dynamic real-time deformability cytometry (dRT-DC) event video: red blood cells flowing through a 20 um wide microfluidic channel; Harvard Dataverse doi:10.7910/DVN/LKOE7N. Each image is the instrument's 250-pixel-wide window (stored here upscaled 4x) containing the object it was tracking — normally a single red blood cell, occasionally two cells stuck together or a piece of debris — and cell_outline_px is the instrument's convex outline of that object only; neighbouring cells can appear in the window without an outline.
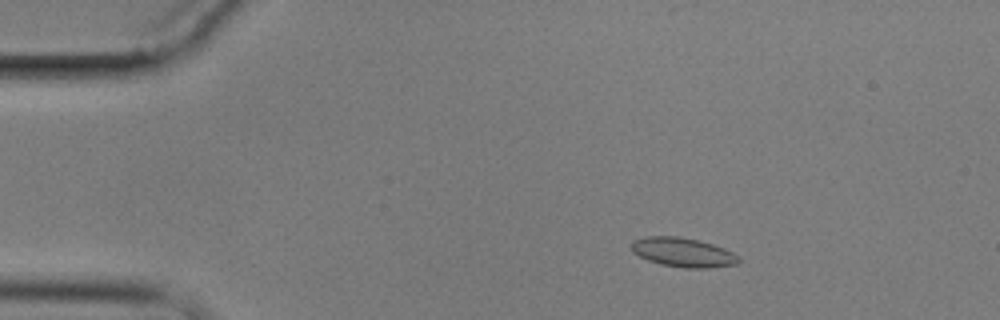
{"species": "common noctule bat (a hibernating species)", "species_latin": "Nyctalus noctula", "temperature_condition": "cold", "stored_images_in_passage": 5, "camera_frame_rate_fps": 3000, "um_per_image_px": 0.085, "animal": {"sex": "male", "body_mass_g": 17.9}, "frame": {"image": 1, "passage_image": 3, "time_ms": 2.333, "image_size_px": [1000, 320], "cell_outline_px": [[740, 260], [736, 264], [708, 268], [684, 268], [660, 264], [648, 260], [632, 252], [632, 240], [648, 236], [680, 236], [712, 244], [724, 248], [740, 256]], "centroid_in_image_um": [58.06, 21.45], "position_along_channel_um": 26.9, "area_um2": 18.26}}